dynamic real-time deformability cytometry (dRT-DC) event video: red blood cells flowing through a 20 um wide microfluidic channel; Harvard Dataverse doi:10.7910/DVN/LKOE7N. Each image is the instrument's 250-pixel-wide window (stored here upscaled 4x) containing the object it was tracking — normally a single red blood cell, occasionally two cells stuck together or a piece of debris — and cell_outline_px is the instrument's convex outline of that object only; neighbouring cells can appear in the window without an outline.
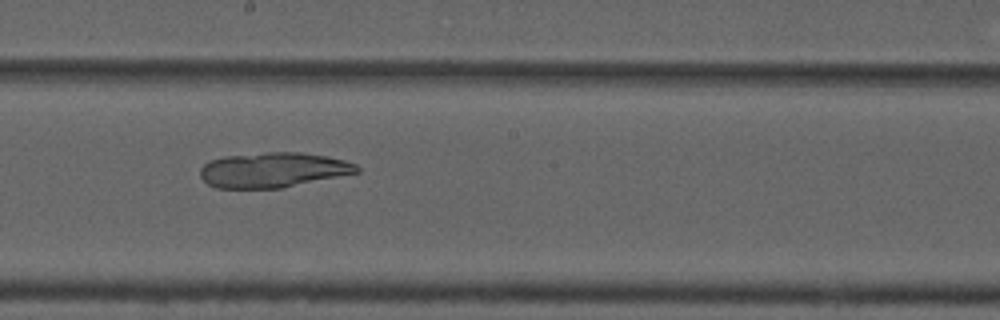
{"species": "common noctule bat (a hibernating species)", "species_latin": "Nyctalus noctula", "temperature_condition": "cold", "stored_images_in_passage": 10, "camera_frame_rate_fps": 3000, "um_per_image_px": 0.085, "animal": {"sex": "male", "forearm_length_mm": 52.5}, "frame": {"image": 1, "passage_image": 9, "time_ms": 9.0, "image_size_px": [1000, 320], "cell_outline_px": [[360, 172], [280, 188], [216, 188], [208, 184], [200, 176], [200, 168], [208, 160], [224, 156], [268, 152], [300, 152], [328, 156], [344, 160], [356, 164], [360, 168]], "centroid_in_image_um": [23.2, 14.44], "position_along_channel_um": 225.0, "area_um2": 32.02}}
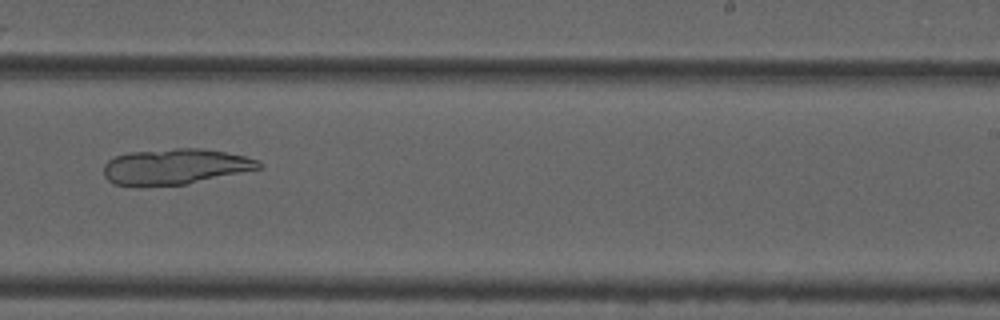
{"frame": {"image": 2, "passage_image": 10, "time_ms": 10.333, "image_size_px": [1000, 320], "cell_outline_px": [[264, 168], [188, 184], [112, 184], [104, 176], [104, 164], [108, 160], [116, 156], [128, 152], [176, 148], [200, 148], [224, 152], [244, 156], [260, 160], [264, 164]], "centroid_in_image_um": [14.96, 14.14], "position_along_channel_um": 274.0, "area_um2": 32.02}}